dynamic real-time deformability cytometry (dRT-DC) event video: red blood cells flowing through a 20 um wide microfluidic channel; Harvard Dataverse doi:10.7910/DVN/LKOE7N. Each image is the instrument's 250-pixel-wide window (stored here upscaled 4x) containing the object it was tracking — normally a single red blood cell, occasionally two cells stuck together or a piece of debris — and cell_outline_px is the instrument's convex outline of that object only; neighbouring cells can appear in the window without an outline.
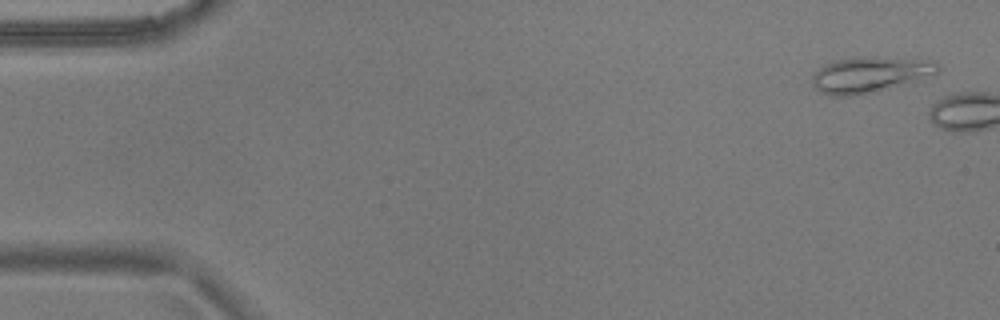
{"species": "common noctule bat (a hibernating species)", "species_latin": "Nyctalus noctula", "temperature_condition": "warm", "stored_images_in_passage": 5, "camera_frame_rate_fps": 3000, "um_per_image_px": 0.085, "animal": {"sex": "male", "body_mass_g": 17.9}, "frame": {"image": 1, "passage_image": 2, "time_ms": 0.333, "image_size_px": [1000, 320], "cell_outline_px": [[940, 72], [876, 92], [852, 96], [832, 96], [816, 88], [812, 84], [812, 76], [824, 64], [832, 60], [852, 56], [876, 56], [936, 60], [940, 68]], "centroid_in_image_um": [73.94, 6.3], "position_along_channel_um": 11.1, "area_um2": 26.47}}